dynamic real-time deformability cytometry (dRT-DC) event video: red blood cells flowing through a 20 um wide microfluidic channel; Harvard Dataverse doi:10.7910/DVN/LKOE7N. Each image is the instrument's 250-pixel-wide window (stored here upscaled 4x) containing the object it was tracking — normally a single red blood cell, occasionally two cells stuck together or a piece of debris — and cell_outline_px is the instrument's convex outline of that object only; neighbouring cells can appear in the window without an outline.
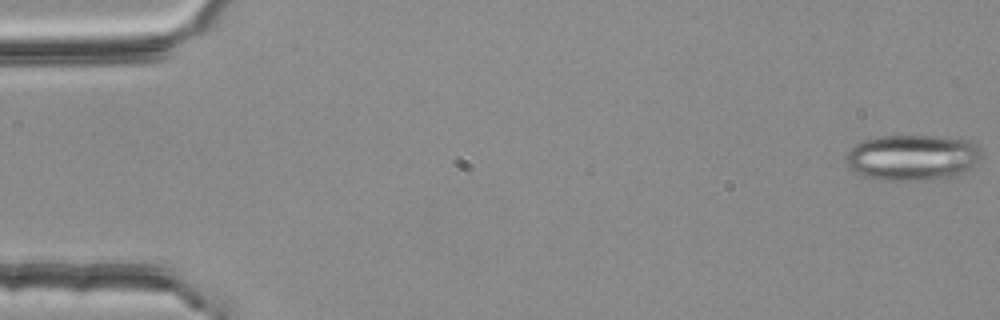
{"species": "common noctule bat (a hibernating species)", "species_latin": "Nyctalus noctula", "temperature_condition": "room temperature", "stored_images_in_passage": 54, "camera_frame_rate_fps": 3000, "um_per_image_px": 0.085, "animal": {"sex": "female", "body_mass_g": 25.1}, "frame": {"image": 1, "passage_image": 1, "time_ms": 0.0, "image_size_px": [1000, 320], "cell_outline_px": [[984, 156], [980, 160], [956, 176], [916, 180], [876, 180], [864, 176], [848, 168], [844, 160], [844, 156], [856, 144], [864, 140], [876, 136], [940, 136], [968, 140], [976, 144], [984, 152]], "centroid_in_image_um": [77.54, 13.38], "position_along_channel_um": 7.5, "area_um2": 36.47}}
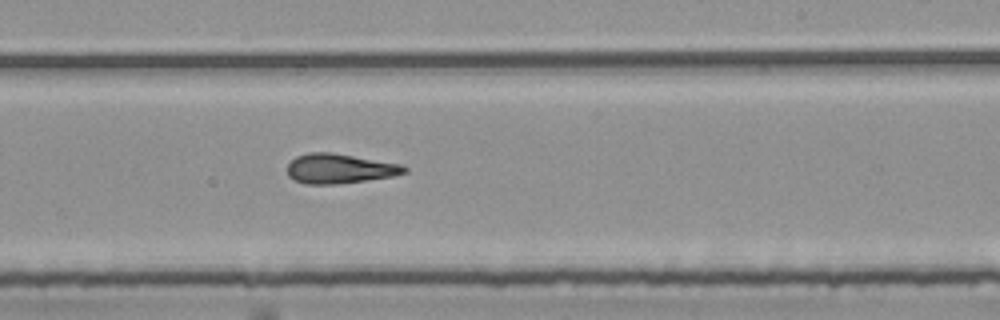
{"frame": {"image": 2, "passage_image": 33, "time_ms": 10.667, "image_size_px": [1000, 320], "cell_outline_px": [[408, 172], [392, 176], [336, 184], [304, 184], [292, 180], [288, 176], [288, 164], [296, 156], [308, 152], [332, 152], [404, 164], [408, 168]], "centroid_in_image_um": [28.87, 14.32], "position_along_channel_um": 260.1, "area_um2": 20.46}}
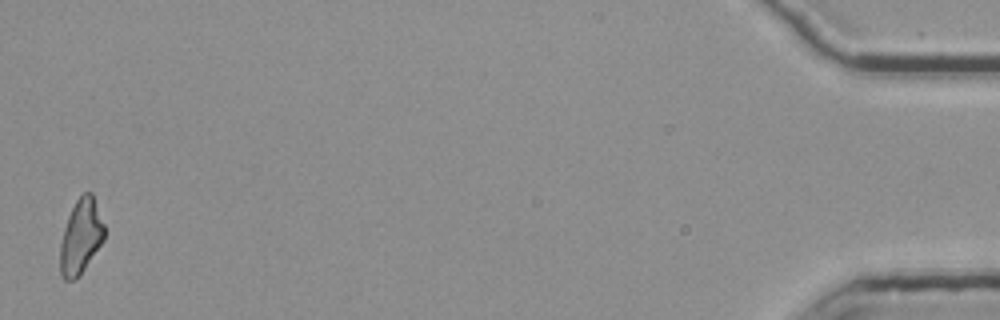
{"frame": {"image": 3, "passage_image": 54, "time_ms": 17.667, "image_size_px": [1000, 320], "cell_outline_px": [[104, 240], [80, 276], [76, 280], [64, 280], [60, 276], [60, 244], [64, 228], [68, 216], [76, 200], [84, 192], [92, 192], [104, 224]], "centroid_in_image_um": [6.86, 20.15], "position_along_channel_um": 428.3, "area_um2": 19.36}, "authors_computed_cell_mechanics": {"area_um2": 20.4612, "velocity_mm_per_s": 3.796, "shape_relaxation_time_tau1_ms": 9.555, "shape_relaxation_time_tau2_ms": 3.4142, "deformation_change_tau1": 0.2371, "deformation_change_tau2": 0.1515}}